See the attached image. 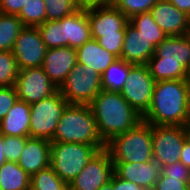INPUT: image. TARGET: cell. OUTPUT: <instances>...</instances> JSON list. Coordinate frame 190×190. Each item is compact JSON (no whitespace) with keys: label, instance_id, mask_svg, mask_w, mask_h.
<instances>
[{"label":"cell","instance_id":"obj_1","mask_svg":"<svg viewBox=\"0 0 190 190\" xmlns=\"http://www.w3.org/2000/svg\"><path fill=\"white\" fill-rule=\"evenodd\" d=\"M190 119V84L186 79L155 82L142 120L151 125L184 126Z\"/></svg>","mask_w":190,"mask_h":190},{"label":"cell","instance_id":"obj_2","mask_svg":"<svg viewBox=\"0 0 190 190\" xmlns=\"http://www.w3.org/2000/svg\"><path fill=\"white\" fill-rule=\"evenodd\" d=\"M89 106L95 117L99 136L104 143L134 128L142 121V117L120 92L101 90Z\"/></svg>","mask_w":190,"mask_h":190},{"label":"cell","instance_id":"obj_3","mask_svg":"<svg viewBox=\"0 0 190 190\" xmlns=\"http://www.w3.org/2000/svg\"><path fill=\"white\" fill-rule=\"evenodd\" d=\"M155 82L187 78L190 67V34L167 36L147 63Z\"/></svg>","mask_w":190,"mask_h":190},{"label":"cell","instance_id":"obj_4","mask_svg":"<svg viewBox=\"0 0 190 190\" xmlns=\"http://www.w3.org/2000/svg\"><path fill=\"white\" fill-rule=\"evenodd\" d=\"M113 163H145L153 160L152 125L140 121L134 128L105 143Z\"/></svg>","mask_w":190,"mask_h":190},{"label":"cell","instance_id":"obj_5","mask_svg":"<svg viewBox=\"0 0 190 190\" xmlns=\"http://www.w3.org/2000/svg\"><path fill=\"white\" fill-rule=\"evenodd\" d=\"M51 142L105 145L99 136L90 106L78 104L66 106Z\"/></svg>","mask_w":190,"mask_h":190},{"label":"cell","instance_id":"obj_6","mask_svg":"<svg viewBox=\"0 0 190 190\" xmlns=\"http://www.w3.org/2000/svg\"><path fill=\"white\" fill-rule=\"evenodd\" d=\"M104 148L105 145L51 142L50 166L69 185L88 161Z\"/></svg>","mask_w":190,"mask_h":190},{"label":"cell","instance_id":"obj_7","mask_svg":"<svg viewBox=\"0 0 190 190\" xmlns=\"http://www.w3.org/2000/svg\"><path fill=\"white\" fill-rule=\"evenodd\" d=\"M69 103L58 90L30 105V137L52 141L62 113Z\"/></svg>","mask_w":190,"mask_h":190},{"label":"cell","instance_id":"obj_8","mask_svg":"<svg viewBox=\"0 0 190 190\" xmlns=\"http://www.w3.org/2000/svg\"><path fill=\"white\" fill-rule=\"evenodd\" d=\"M102 90L101 75L77 63L59 88L69 104L89 105Z\"/></svg>","mask_w":190,"mask_h":190},{"label":"cell","instance_id":"obj_9","mask_svg":"<svg viewBox=\"0 0 190 190\" xmlns=\"http://www.w3.org/2000/svg\"><path fill=\"white\" fill-rule=\"evenodd\" d=\"M154 78L147 65H134L120 92L124 99L142 117L149 109L152 101Z\"/></svg>","mask_w":190,"mask_h":190},{"label":"cell","instance_id":"obj_10","mask_svg":"<svg viewBox=\"0 0 190 190\" xmlns=\"http://www.w3.org/2000/svg\"><path fill=\"white\" fill-rule=\"evenodd\" d=\"M185 141L183 126L152 125L153 160L160 167L178 162Z\"/></svg>","mask_w":190,"mask_h":190},{"label":"cell","instance_id":"obj_11","mask_svg":"<svg viewBox=\"0 0 190 190\" xmlns=\"http://www.w3.org/2000/svg\"><path fill=\"white\" fill-rule=\"evenodd\" d=\"M114 165L108 151L101 149L70 182L69 190H98L111 180Z\"/></svg>","mask_w":190,"mask_h":190},{"label":"cell","instance_id":"obj_12","mask_svg":"<svg viewBox=\"0 0 190 190\" xmlns=\"http://www.w3.org/2000/svg\"><path fill=\"white\" fill-rule=\"evenodd\" d=\"M15 88L18 99L30 105L55 94L59 90L45 74L42 67L19 70Z\"/></svg>","mask_w":190,"mask_h":190},{"label":"cell","instance_id":"obj_13","mask_svg":"<svg viewBox=\"0 0 190 190\" xmlns=\"http://www.w3.org/2000/svg\"><path fill=\"white\" fill-rule=\"evenodd\" d=\"M47 49L37 27H24L16 38L12 53L21 70L42 67Z\"/></svg>","mask_w":190,"mask_h":190},{"label":"cell","instance_id":"obj_14","mask_svg":"<svg viewBox=\"0 0 190 190\" xmlns=\"http://www.w3.org/2000/svg\"><path fill=\"white\" fill-rule=\"evenodd\" d=\"M88 20L92 39L104 35L125 34L129 19L114 5H94L88 7Z\"/></svg>","mask_w":190,"mask_h":190},{"label":"cell","instance_id":"obj_15","mask_svg":"<svg viewBox=\"0 0 190 190\" xmlns=\"http://www.w3.org/2000/svg\"><path fill=\"white\" fill-rule=\"evenodd\" d=\"M154 21L168 36L190 34V16L168 0H158L150 10Z\"/></svg>","mask_w":190,"mask_h":190},{"label":"cell","instance_id":"obj_16","mask_svg":"<svg viewBox=\"0 0 190 190\" xmlns=\"http://www.w3.org/2000/svg\"><path fill=\"white\" fill-rule=\"evenodd\" d=\"M76 64V49L63 46L47 49L42 68L49 79L59 89Z\"/></svg>","mask_w":190,"mask_h":190},{"label":"cell","instance_id":"obj_17","mask_svg":"<svg viewBox=\"0 0 190 190\" xmlns=\"http://www.w3.org/2000/svg\"><path fill=\"white\" fill-rule=\"evenodd\" d=\"M60 27H62V47L77 49L91 40L88 7H80L76 12L60 19Z\"/></svg>","mask_w":190,"mask_h":190},{"label":"cell","instance_id":"obj_18","mask_svg":"<svg viewBox=\"0 0 190 190\" xmlns=\"http://www.w3.org/2000/svg\"><path fill=\"white\" fill-rule=\"evenodd\" d=\"M155 46L130 23L126 25L120 58L133 65H147Z\"/></svg>","mask_w":190,"mask_h":190},{"label":"cell","instance_id":"obj_19","mask_svg":"<svg viewBox=\"0 0 190 190\" xmlns=\"http://www.w3.org/2000/svg\"><path fill=\"white\" fill-rule=\"evenodd\" d=\"M113 165L117 177L134 182L145 190H153L160 175V166L154 160L145 163H113Z\"/></svg>","mask_w":190,"mask_h":190},{"label":"cell","instance_id":"obj_20","mask_svg":"<svg viewBox=\"0 0 190 190\" xmlns=\"http://www.w3.org/2000/svg\"><path fill=\"white\" fill-rule=\"evenodd\" d=\"M51 141L42 138L29 137L18 165L29 175L50 166Z\"/></svg>","mask_w":190,"mask_h":190},{"label":"cell","instance_id":"obj_21","mask_svg":"<svg viewBox=\"0 0 190 190\" xmlns=\"http://www.w3.org/2000/svg\"><path fill=\"white\" fill-rule=\"evenodd\" d=\"M30 120V104L18 99L0 121V132L4 136L30 137Z\"/></svg>","mask_w":190,"mask_h":190},{"label":"cell","instance_id":"obj_22","mask_svg":"<svg viewBox=\"0 0 190 190\" xmlns=\"http://www.w3.org/2000/svg\"><path fill=\"white\" fill-rule=\"evenodd\" d=\"M77 63L86 69L95 70L102 75L118 57L101 47L97 40L91 39L76 49Z\"/></svg>","mask_w":190,"mask_h":190},{"label":"cell","instance_id":"obj_23","mask_svg":"<svg viewBox=\"0 0 190 190\" xmlns=\"http://www.w3.org/2000/svg\"><path fill=\"white\" fill-rule=\"evenodd\" d=\"M133 66L121 58L116 59L101 75L102 90L121 92Z\"/></svg>","mask_w":190,"mask_h":190},{"label":"cell","instance_id":"obj_24","mask_svg":"<svg viewBox=\"0 0 190 190\" xmlns=\"http://www.w3.org/2000/svg\"><path fill=\"white\" fill-rule=\"evenodd\" d=\"M29 176L17 162L6 161L0 168V186L3 190H30Z\"/></svg>","mask_w":190,"mask_h":190},{"label":"cell","instance_id":"obj_25","mask_svg":"<svg viewBox=\"0 0 190 190\" xmlns=\"http://www.w3.org/2000/svg\"><path fill=\"white\" fill-rule=\"evenodd\" d=\"M129 23L157 47L168 35L154 21L151 12L133 15Z\"/></svg>","mask_w":190,"mask_h":190},{"label":"cell","instance_id":"obj_26","mask_svg":"<svg viewBox=\"0 0 190 190\" xmlns=\"http://www.w3.org/2000/svg\"><path fill=\"white\" fill-rule=\"evenodd\" d=\"M23 28L24 25L17 15L0 13V51H12Z\"/></svg>","mask_w":190,"mask_h":190},{"label":"cell","instance_id":"obj_27","mask_svg":"<svg viewBox=\"0 0 190 190\" xmlns=\"http://www.w3.org/2000/svg\"><path fill=\"white\" fill-rule=\"evenodd\" d=\"M30 190H68V185L49 166L31 176Z\"/></svg>","mask_w":190,"mask_h":190},{"label":"cell","instance_id":"obj_28","mask_svg":"<svg viewBox=\"0 0 190 190\" xmlns=\"http://www.w3.org/2000/svg\"><path fill=\"white\" fill-rule=\"evenodd\" d=\"M24 27H38L47 21L44 0H26L17 15Z\"/></svg>","mask_w":190,"mask_h":190},{"label":"cell","instance_id":"obj_29","mask_svg":"<svg viewBox=\"0 0 190 190\" xmlns=\"http://www.w3.org/2000/svg\"><path fill=\"white\" fill-rule=\"evenodd\" d=\"M44 3L47 21H58L81 7L78 0H44Z\"/></svg>","mask_w":190,"mask_h":190},{"label":"cell","instance_id":"obj_30","mask_svg":"<svg viewBox=\"0 0 190 190\" xmlns=\"http://www.w3.org/2000/svg\"><path fill=\"white\" fill-rule=\"evenodd\" d=\"M19 67L12 51H0V87L15 86Z\"/></svg>","mask_w":190,"mask_h":190},{"label":"cell","instance_id":"obj_31","mask_svg":"<svg viewBox=\"0 0 190 190\" xmlns=\"http://www.w3.org/2000/svg\"><path fill=\"white\" fill-rule=\"evenodd\" d=\"M37 28L48 49L62 47V27H60V20L45 21Z\"/></svg>","mask_w":190,"mask_h":190},{"label":"cell","instance_id":"obj_32","mask_svg":"<svg viewBox=\"0 0 190 190\" xmlns=\"http://www.w3.org/2000/svg\"><path fill=\"white\" fill-rule=\"evenodd\" d=\"M158 0H115L113 5L128 19L133 15L149 12Z\"/></svg>","mask_w":190,"mask_h":190},{"label":"cell","instance_id":"obj_33","mask_svg":"<svg viewBox=\"0 0 190 190\" xmlns=\"http://www.w3.org/2000/svg\"><path fill=\"white\" fill-rule=\"evenodd\" d=\"M29 137L5 136L3 153L6 161L18 162Z\"/></svg>","mask_w":190,"mask_h":190},{"label":"cell","instance_id":"obj_34","mask_svg":"<svg viewBox=\"0 0 190 190\" xmlns=\"http://www.w3.org/2000/svg\"><path fill=\"white\" fill-rule=\"evenodd\" d=\"M190 178H171L160 173L153 190H189Z\"/></svg>","mask_w":190,"mask_h":190},{"label":"cell","instance_id":"obj_35","mask_svg":"<svg viewBox=\"0 0 190 190\" xmlns=\"http://www.w3.org/2000/svg\"><path fill=\"white\" fill-rule=\"evenodd\" d=\"M125 34H110L100 37L97 42L108 52L120 58Z\"/></svg>","mask_w":190,"mask_h":190},{"label":"cell","instance_id":"obj_36","mask_svg":"<svg viewBox=\"0 0 190 190\" xmlns=\"http://www.w3.org/2000/svg\"><path fill=\"white\" fill-rule=\"evenodd\" d=\"M17 100L15 86L0 87V121L7 115Z\"/></svg>","mask_w":190,"mask_h":190},{"label":"cell","instance_id":"obj_37","mask_svg":"<svg viewBox=\"0 0 190 190\" xmlns=\"http://www.w3.org/2000/svg\"><path fill=\"white\" fill-rule=\"evenodd\" d=\"M160 173L171 178H190V169L180 161L160 167Z\"/></svg>","mask_w":190,"mask_h":190},{"label":"cell","instance_id":"obj_38","mask_svg":"<svg viewBox=\"0 0 190 190\" xmlns=\"http://www.w3.org/2000/svg\"><path fill=\"white\" fill-rule=\"evenodd\" d=\"M26 0H0V13L18 15Z\"/></svg>","mask_w":190,"mask_h":190},{"label":"cell","instance_id":"obj_39","mask_svg":"<svg viewBox=\"0 0 190 190\" xmlns=\"http://www.w3.org/2000/svg\"><path fill=\"white\" fill-rule=\"evenodd\" d=\"M113 190H145L134 182L127 181L113 174Z\"/></svg>","mask_w":190,"mask_h":190},{"label":"cell","instance_id":"obj_40","mask_svg":"<svg viewBox=\"0 0 190 190\" xmlns=\"http://www.w3.org/2000/svg\"><path fill=\"white\" fill-rule=\"evenodd\" d=\"M179 161L190 169V143L184 142Z\"/></svg>","mask_w":190,"mask_h":190},{"label":"cell","instance_id":"obj_41","mask_svg":"<svg viewBox=\"0 0 190 190\" xmlns=\"http://www.w3.org/2000/svg\"><path fill=\"white\" fill-rule=\"evenodd\" d=\"M180 11L190 16V0H168Z\"/></svg>","mask_w":190,"mask_h":190},{"label":"cell","instance_id":"obj_42","mask_svg":"<svg viewBox=\"0 0 190 190\" xmlns=\"http://www.w3.org/2000/svg\"><path fill=\"white\" fill-rule=\"evenodd\" d=\"M81 7H89L94 5H113L115 0H78Z\"/></svg>","mask_w":190,"mask_h":190},{"label":"cell","instance_id":"obj_43","mask_svg":"<svg viewBox=\"0 0 190 190\" xmlns=\"http://www.w3.org/2000/svg\"><path fill=\"white\" fill-rule=\"evenodd\" d=\"M5 136L0 132V168L6 162L5 155L3 153V144H4Z\"/></svg>","mask_w":190,"mask_h":190},{"label":"cell","instance_id":"obj_44","mask_svg":"<svg viewBox=\"0 0 190 190\" xmlns=\"http://www.w3.org/2000/svg\"><path fill=\"white\" fill-rule=\"evenodd\" d=\"M185 136H186V141L190 143V120L183 126Z\"/></svg>","mask_w":190,"mask_h":190},{"label":"cell","instance_id":"obj_45","mask_svg":"<svg viewBox=\"0 0 190 190\" xmlns=\"http://www.w3.org/2000/svg\"><path fill=\"white\" fill-rule=\"evenodd\" d=\"M98 190H113V176L109 182L102 185Z\"/></svg>","mask_w":190,"mask_h":190},{"label":"cell","instance_id":"obj_46","mask_svg":"<svg viewBox=\"0 0 190 190\" xmlns=\"http://www.w3.org/2000/svg\"><path fill=\"white\" fill-rule=\"evenodd\" d=\"M186 80L188 81V83L190 84V67L189 69L187 70V78Z\"/></svg>","mask_w":190,"mask_h":190}]
</instances>
